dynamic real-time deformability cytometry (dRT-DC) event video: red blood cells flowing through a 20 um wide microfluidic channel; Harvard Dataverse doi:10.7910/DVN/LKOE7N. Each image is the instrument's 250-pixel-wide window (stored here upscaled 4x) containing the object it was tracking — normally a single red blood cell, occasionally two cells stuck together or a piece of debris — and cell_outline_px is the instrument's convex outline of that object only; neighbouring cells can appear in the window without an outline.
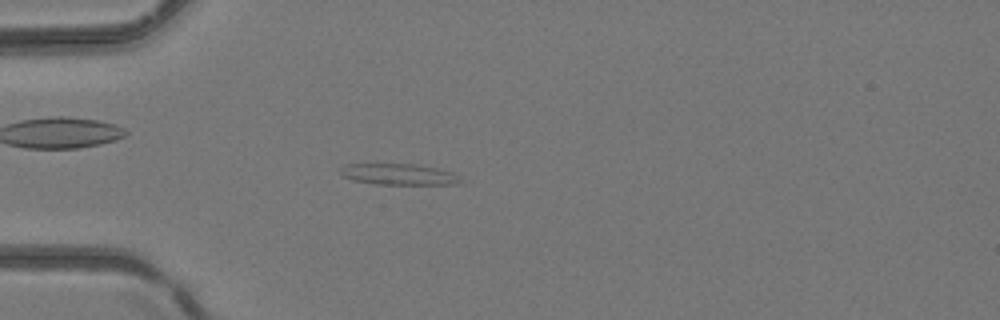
{"species": "common noctule bat (a hibernating species)", "species_latin": "Nyctalus noctula", "temperature_condition": "room temperature", "stored_images_in_passage": 48, "camera_frame_rate_fps": 3000, "um_per_image_px": 0.085, "animal": {"sex": "female", "body_mass_g": 24.6, "forearm_length_mm": 56.2}, "frame": {"image": 1, "passage_image": 14, "time_ms": 4.333, "image_size_px": [1000, 320], "cell_outline_px": [[464, 184], [376, 184], [352, 180], [344, 176], [340, 172], [340, 168], [348, 164], [416, 164], [436, 168], [452, 172], [460, 176]], "centroid_in_image_um": [33.95, 14.82], "position_along_channel_um": 51.1, "area_um2": 14.8}}
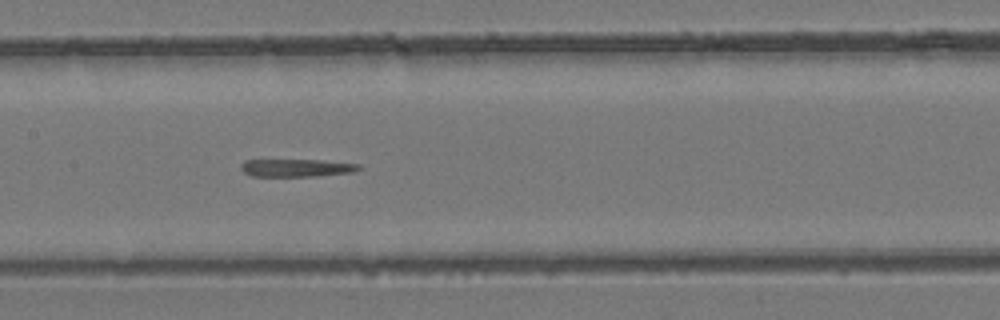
{"frame": {"image": 2, "passage_image": 24, "time_ms": 7.667, "image_size_px": [1000, 320], "cell_outline_px": [[364, 168], [352, 172], [316, 176], [252, 176], [244, 172], [240, 168], [240, 164], [244, 160], [320, 160], [360, 164]], "centroid_in_image_um": [25.22, 14.26], "position_along_channel_um": 182.2, "area_um2": 12.2}}
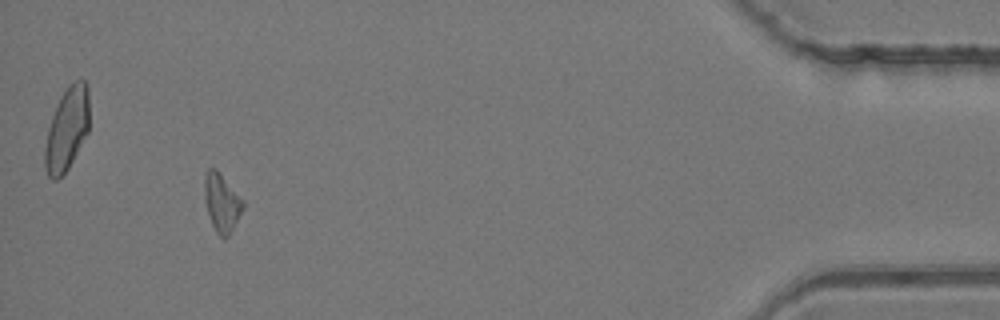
{"frame": {"image": 3, "passage_image": 45, "time_ms": 14.667, "image_size_px": [1000, 320], "cell_outline_px": [[244, 208], [228, 236], [220, 236], [216, 232], [212, 224], [204, 200], [204, 176], [208, 168], [216, 168], [244, 200]], "centroid_in_image_um": [18.84, 17.18], "position_along_channel_um": 416.4, "area_um2": 13.01}}